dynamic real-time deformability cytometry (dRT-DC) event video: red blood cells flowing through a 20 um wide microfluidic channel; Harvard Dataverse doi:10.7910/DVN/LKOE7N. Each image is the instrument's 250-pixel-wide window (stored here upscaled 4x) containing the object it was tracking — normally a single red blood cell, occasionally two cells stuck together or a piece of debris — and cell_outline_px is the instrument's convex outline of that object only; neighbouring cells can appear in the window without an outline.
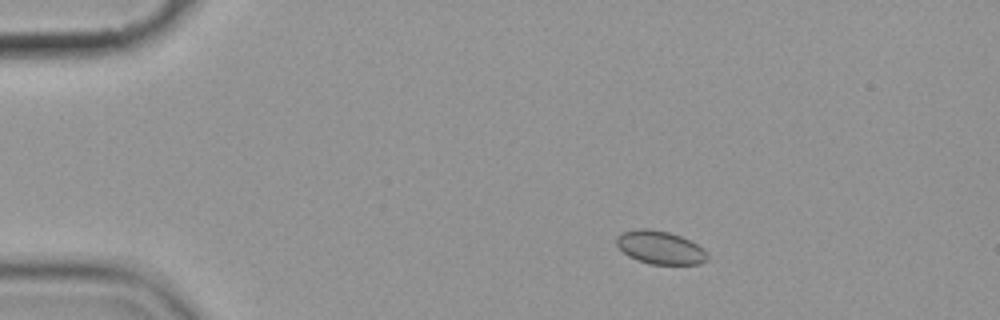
{"species": "common noctule bat (a hibernating species)", "species_latin": "Nyctalus noctula", "temperature_condition": "cold", "stored_images_in_passage": 14, "camera_frame_rate_fps": 3000, "um_per_image_px": 0.085, "animal": {"sex": "female", "body_mass_g": 19.9}, "frame": {"image": 1, "passage_image": 2, "time_ms": 1.333, "image_size_px": [1000, 320], "cell_outline_px": [[708, 260], [700, 264], [648, 264], [636, 260], [628, 256], [616, 244], [616, 236], [624, 232], [636, 228], [648, 228], [668, 232], [680, 236], [704, 248], [708, 256]], "centroid_in_image_um": [56.1, 21.04], "position_along_channel_um": 28.9, "area_um2": 17.63}}
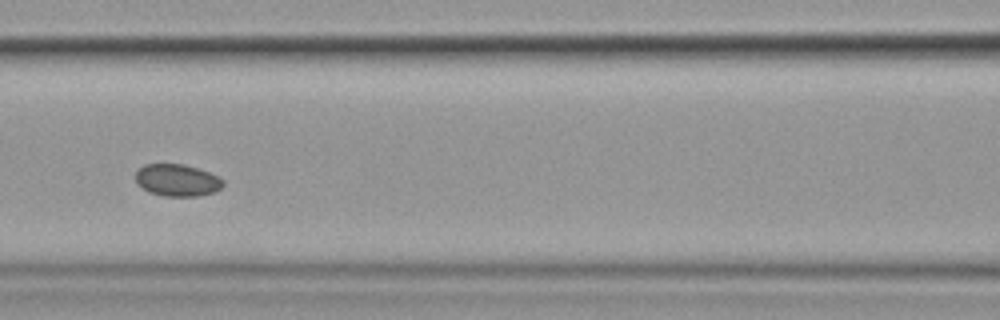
{"frame": {"image": 2, "passage_image": 6, "time_ms": 6.667, "image_size_px": [1000, 320], "cell_outline_px": [[224, 184], [216, 192], [200, 196], [164, 196], [148, 192], [136, 184], [136, 168], [144, 164], [184, 164], [220, 176], [224, 180]], "centroid_in_image_um": [15.05, 15.32], "position_along_channel_um": 151.5, "area_um2": 16.65}}
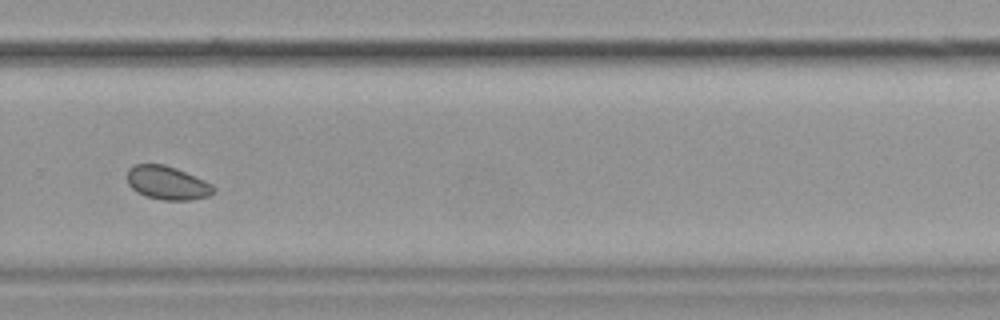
{"frame": {"image": 3, "passage_image": 10, "time_ms": 11.333, "image_size_px": [1000, 320], "cell_outline_px": [[216, 192], [208, 196], [188, 200], [164, 200], [144, 196], [136, 192], [128, 184], [128, 168], [136, 164], [164, 164], [176, 168], [204, 180], [212, 184], [216, 188]], "centroid_in_image_um": [14.23, 15.55], "position_along_channel_um": 315.6, "area_um2": 16.94}}